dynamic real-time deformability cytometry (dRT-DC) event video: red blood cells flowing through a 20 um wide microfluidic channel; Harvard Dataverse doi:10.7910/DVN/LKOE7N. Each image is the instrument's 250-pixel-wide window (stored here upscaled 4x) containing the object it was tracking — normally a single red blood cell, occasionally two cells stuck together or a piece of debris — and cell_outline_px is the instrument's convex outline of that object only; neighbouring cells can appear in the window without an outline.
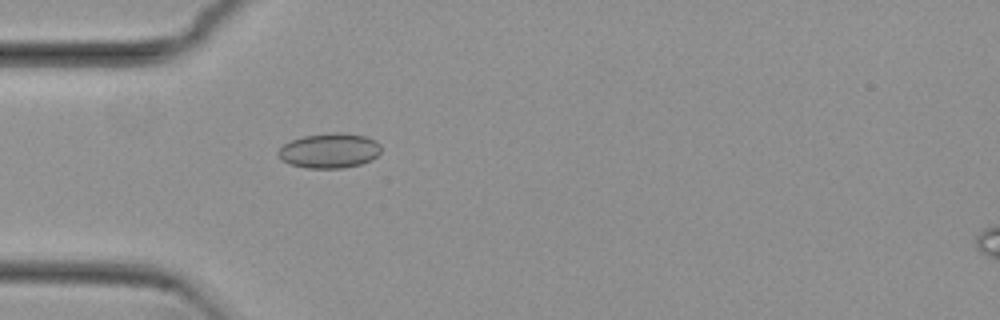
{"species": "common noctule bat (a hibernating species)", "species_latin": "Nyctalus noctula", "temperature_condition": "cold", "stored_images_in_passage": 41, "camera_frame_rate_fps": 3000, "um_per_image_px": 0.085, "animal": {"sex": "female", "body_mass_g": 29.2, "forearm_length_mm": 56.3}, "frame": {"image": 1, "passage_image": 7, "time_ms": 2.0, "image_size_px": [1000, 320], "cell_outline_px": [[380, 152], [372, 160], [360, 164], [344, 168], [308, 168], [288, 164], [280, 160], [276, 152], [284, 144], [292, 140], [304, 136], [336, 132], [340, 132], [364, 136], [376, 140], [380, 144]], "centroid_in_image_um": [27.99, 12.81], "position_along_channel_um": 57.0, "area_um2": 20.98}}
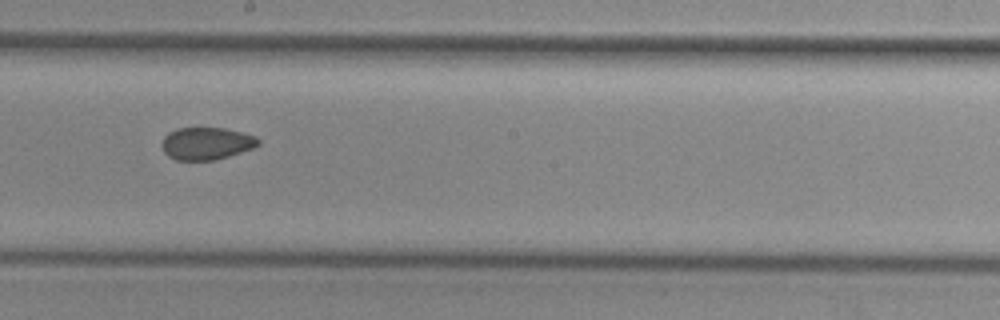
{"frame": {"image": 2, "passage_image": 21, "time_ms": 6.667, "image_size_px": [1000, 320], "cell_outline_px": [[260, 144], [252, 148], [216, 160], [176, 160], [168, 156], [164, 152], [160, 144], [164, 136], [168, 132], [176, 128], [224, 128], [256, 136], [260, 140]], "centroid_in_image_um": [17.51, 12.19], "position_along_channel_um": 230.7, "area_um2": 18.26}}
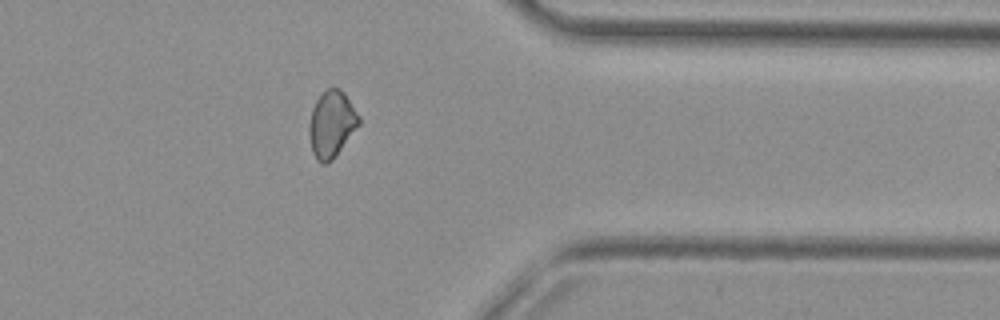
{"frame": {"image": 3, "passage_image": 34, "time_ms": 11.0, "image_size_px": [1000, 320], "cell_outline_px": [[360, 124], [332, 160], [328, 164], [320, 164], [316, 160], [312, 152], [308, 132], [308, 124], [312, 108], [316, 100], [328, 88], [340, 88], [344, 92], [360, 116]], "centroid_in_image_um": [28.17, 10.57], "position_along_channel_um": 383.2, "area_um2": 19.42}}